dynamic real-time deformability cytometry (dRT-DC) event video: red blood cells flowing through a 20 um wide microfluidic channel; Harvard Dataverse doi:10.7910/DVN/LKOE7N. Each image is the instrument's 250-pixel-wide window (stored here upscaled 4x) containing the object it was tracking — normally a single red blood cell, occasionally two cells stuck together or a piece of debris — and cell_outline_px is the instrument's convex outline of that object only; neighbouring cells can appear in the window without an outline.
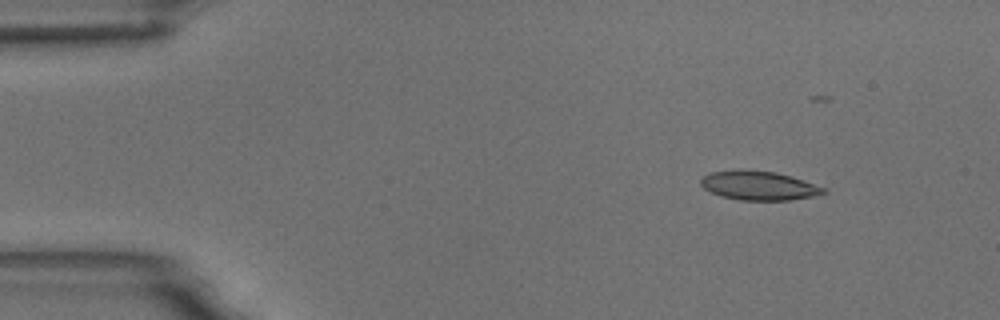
{"species": "common noctule bat (a hibernating species)", "species_latin": "Nyctalus noctula", "temperature_condition": "room temperature", "stored_images_in_passage": 6, "camera_frame_rate_fps": 3000, "um_per_image_px": 0.085, "animal": {"sex": "male", "body_mass_g": 18.8}, "frame": {"image": 1, "passage_image": 2, "time_ms": 1.333, "image_size_px": [1000, 320], "cell_outline_px": [[828, 192], [812, 196], [788, 200], [740, 200], [720, 196], [704, 188], [700, 184], [700, 180], [704, 176], [712, 172], [740, 168], [744, 168], [776, 172], [792, 176], [828, 188]], "centroid_in_image_um": [64.52, 15.75], "position_along_channel_um": 20.5, "area_um2": 21.1}}
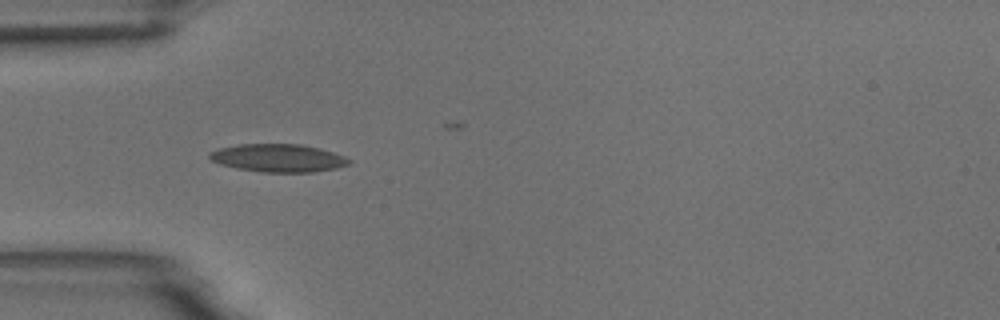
{"frame": {"image": 2, "passage_image": 5, "time_ms": 4.667, "image_size_px": [1000, 320], "cell_outline_px": [[352, 164], [336, 168], [316, 172], [260, 172], [236, 168], [220, 164], [212, 160], [208, 156], [212, 152], [220, 148], [240, 144], [300, 144], [320, 148], [344, 156], [352, 160]], "centroid_in_image_um": [23.7, 13.44], "position_along_channel_um": 61.3, "area_um2": 22.72}}